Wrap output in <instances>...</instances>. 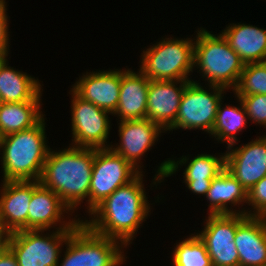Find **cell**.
Listing matches in <instances>:
<instances>
[{"mask_svg": "<svg viewBox=\"0 0 266 266\" xmlns=\"http://www.w3.org/2000/svg\"><path fill=\"white\" fill-rule=\"evenodd\" d=\"M234 243L239 266L266 264V217L247 216L237 227Z\"/></svg>", "mask_w": 266, "mask_h": 266, "instance_id": "ffe728a7", "label": "cell"}, {"mask_svg": "<svg viewBox=\"0 0 266 266\" xmlns=\"http://www.w3.org/2000/svg\"><path fill=\"white\" fill-rule=\"evenodd\" d=\"M144 174L140 173L130 183L117 188L88 214L90 220L85 217L82 222L95 233L129 247L134 243L139 228L151 215L153 206L150 205H155L154 202L149 203L151 201L143 183Z\"/></svg>", "mask_w": 266, "mask_h": 266, "instance_id": "6da1fadb", "label": "cell"}, {"mask_svg": "<svg viewBox=\"0 0 266 266\" xmlns=\"http://www.w3.org/2000/svg\"><path fill=\"white\" fill-rule=\"evenodd\" d=\"M64 246L58 266H122L127 261V249L121 242L95 233L82 221Z\"/></svg>", "mask_w": 266, "mask_h": 266, "instance_id": "8992f818", "label": "cell"}, {"mask_svg": "<svg viewBox=\"0 0 266 266\" xmlns=\"http://www.w3.org/2000/svg\"><path fill=\"white\" fill-rule=\"evenodd\" d=\"M8 60V57L0 59V95L2 102L42 101L44 90L41 81L22 70L11 67Z\"/></svg>", "mask_w": 266, "mask_h": 266, "instance_id": "603a6c76", "label": "cell"}, {"mask_svg": "<svg viewBox=\"0 0 266 266\" xmlns=\"http://www.w3.org/2000/svg\"><path fill=\"white\" fill-rule=\"evenodd\" d=\"M117 126L119 143L111 144L109 148L127 160L140 173H145L141 160L147 151L152 150L162 133L166 132L147 118L120 121Z\"/></svg>", "mask_w": 266, "mask_h": 266, "instance_id": "5bb4252c", "label": "cell"}, {"mask_svg": "<svg viewBox=\"0 0 266 266\" xmlns=\"http://www.w3.org/2000/svg\"><path fill=\"white\" fill-rule=\"evenodd\" d=\"M93 161L92 148L72 145L58 151L50 148L39 183L54 191L72 213L86 201L85 211L89 214Z\"/></svg>", "mask_w": 266, "mask_h": 266, "instance_id": "7a4b0ae2", "label": "cell"}, {"mask_svg": "<svg viewBox=\"0 0 266 266\" xmlns=\"http://www.w3.org/2000/svg\"><path fill=\"white\" fill-rule=\"evenodd\" d=\"M192 80H150L147 93V119L165 132L174 125L183 91Z\"/></svg>", "mask_w": 266, "mask_h": 266, "instance_id": "e0dca14e", "label": "cell"}, {"mask_svg": "<svg viewBox=\"0 0 266 266\" xmlns=\"http://www.w3.org/2000/svg\"><path fill=\"white\" fill-rule=\"evenodd\" d=\"M0 266H18L14 254L8 247L0 254Z\"/></svg>", "mask_w": 266, "mask_h": 266, "instance_id": "4dcf8cb0", "label": "cell"}, {"mask_svg": "<svg viewBox=\"0 0 266 266\" xmlns=\"http://www.w3.org/2000/svg\"><path fill=\"white\" fill-rule=\"evenodd\" d=\"M0 186V228L9 234L28 230L33 181H2Z\"/></svg>", "mask_w": 266, "mask_h": 266, "instance_id": "ac0fdd59", "label": "cell"}, {"mask_svg": "<svg viewBox=\"0 0 266 266\" xmlns=\"http://www.w3.org/2000/svg\"><path fill=\"white\" fill-rule=\"evenodd\" d=\"M150 80L138 69L121 70L120 95L117 108L112 114L117 121L147 118V93Z\"/></svg>", "mask_w": 266, "mask_h": 266, "instance_id": "d6986e66", "label": "cell"}, {"mask_svg": "<svg viewBox=\"0 0 266 266\" xmlns=\"http://www.w3.org/2000/svg\"><path fill=\"white\" fill-rule=\"evenodd\" d=\"M9 233L0 228V254L7 248Z\"/></svg>", "mask_w": 266, "mask_h": 266, "instance_id": "1f68e13d", "label": "cell"}, {"mask_svg": "<svg viewBox=\"0 0 266 266\" xmlns=\"http://www.w3.org/2000/svg\"><path fill=\"white\" fill-rule=\"evenodd\" d=\"M235 97L266 94V62L245 64L236 88Z\"/></svg>", "mask_w": 266, "mask_h": 266, "instance_id": "4316f807", "label": "cell"}, {"mask_svg": "<svg viewBox=\"0 0 266 266\" xmlns=\"http://www.w3.org/2000/svg\"><path fill=\"white\" fill-rule=\"evenodd\" d=\"M81 221L79 215L73 218L71 210L54 191L42 186L39 181H33L28 230L74 229Z\"/></svg>", "mask_w": 266, "mask_h": 266, "instance_id": "4fadbf2b", "label": "cell"}, {"mask_svg": "<svg viewBox=\"0 0 266 266\" xmlns=\"http://www.w3.org/2000/svg\"><path fill=\"white\" fill-rule=\"evenodd\" d=\"M247 114L248 122L259 124L266 129V94H254L238 97Z\"/></svg>", "mask_w": 266, "mask_h": 266, "instance_id": "83f0119b", "label": "cell"}, {"mask_svg": "<svg viewBox=\"0 0 266 266\" xmlns=\"http://www.w3.org/2000/svg\"><path fill=\"white\" fill-rule=\"evenodd\" d=\"M171 266H213L204 242L194 232L176 243Z\"/></svg>", "mask_w": 266, "mask_h": 266, "instance_id": "484cf974", "label": "cell"}, {"mask_svg": "<svg viewBox=\"0 0 266 266\" xmlns=\"http://www.w3.org/2000/svg\"><path fill=\"white\" fill-rule=\"evenodd\" d=\"M45 119L30 129L1 137L2 181H39L50 150Z\"/></svg>", "mask_w": 266, "mask_h": 266, "instance_id": "3957f363", "label": "cell"}, {"mask_svg": "<svg viewBox=\"0 0 266 266\" xmlns=\"http://www.w3.org/2000/svg\"><path fill=\"white\" fill-rule=\"evenodd\" d=\"M200 79L190 81L183 91L176 122L168 130H202L211 134L217 108L227 89L208 85L202 86Z\"/></svg>", "mask_w": 266, "mask_h": 266, "instance_id": "52a82bcc", "label": "cell"}, {"mask_svg": "<svg viewBox=\"0 0 266 266\" xmlns=\"http://www.w3.org/2000/svg\"><path fill=\"white\" fill-rule=\"evenodd\" d=\"M194 42L195 37H162L142 51L139 70L149 80H193Z\"/></svg>", "mask_w": 266, "mask_h": 266, "instance_id": "5b68a950", "label": "cell"}, {"mask_svg": "<svg viewBox=\"0 0 266 266\" xmlns=\"http://www.w3.org/2000/svg\"><path fill=\"white\" fill-rule=\"evenodd\" d=\"M205 197L209 202L207 214L246 215V207L242 206L247 204V191L226 168L212 179Z\"/></svg>", "mask_w": 266, "mask_h": 266, "instance_id": "44dd1931", "label": "cell"}, {"mask_svg": "<svg viewBox=\"0 0 266 266\" xmlns=\"http://www.w3.org/2000/svg\"><path fill=\"white\" fill-rule=\"evenodd\" d=\"M6 0H0V5H2L3 3H6Z\"/></svg>", "mask_w": 266, "mask_h": 266, "instance_id": "d6a6232c", "label": "cell"}, {"mask_svg": "<svg viewBox=\"0 0 266 266\" xmlns=\"http://www.w3.org/2000/svg\"><path fill=\"white\" fill-rule=\"evenodd\" d=\"M246 205V207L251 206L246 209L247 216L266 217V177H263L247 192Z\"/></svg>", "mask_w": 266, "mask_h": 266, "instance_id": "f1b7e54d", "label": "cell"}, {"mask_svg": "<svg viewBox=\"0 0 266 266\" xmlns=\"http://www.w3.org/2000/svg\"><path fill=\"white\" fill-rule=\"evenodd\" d=\"M69 94L72 98H70L72 142L69 145L92 149L109 148L111 143L107 140L112 129L109 116L112 114L85 101L71 88Z\"/></svg>", "mask_w": 266, "mask_h": 266, "instance_id": "30bf717a", "label": "cell"}, {"mask_svg": "<svg viewBox=\"0 0 266 266\" xmlns=\"http://www.w3.org/2000/svg\"><path fill=\"white\" fill-rule=\"evenodd\" d=\"M235 99L239 102L237 106L230 103L223 104V99L219 103L215 123L212 132L209 135L214 138L213 140H216V142L218 141L222 144L226 143L227 146L225 145V147H228L231 144L238 145L239 140L237 135L239 134L237 133L242 132V130L248 126V118L245 108L238 97Z\"/></svg>", "mask_w": 266, "mask_h": 266, "instance_id": "d4e9b609", "label": "cell"}, {"mask_svg": "<svg viewBox=\"0 0 266 266\" xmlns=\"http://www.w3.org/2000/svg\"><path fill=\"white\" fill-rule=\"evenodd\" d=\"M78 78L71 89L79 97L111 114L115 112L120 95L121 69L86 71Z\"/></svg>", "mask_w": 266, "mask_h": 266, "instance_id": "2e32d148", "label": "cell"}, {"mask_svg": "<svg viewBox=\"0 0 266 266\" xmlns=\"http://www.w3.org/2000/svg\"><path fill=\"white\" fill-rule=\"evenodd\" d=\"M7 2L0 5V59L10 56V32Z\"/></svg>", "mask_w": 266, "mask_h": 266, "instance_id": "f546056e", "label": "cell"}, {"mask_svg": "<svg viewBox=\"0 0 266 266\" xmlns=\"http://www.w3.org/2000/svg\"><path fill=\"white\" fill-rule=\"evenodd\" d=\"M140 172L110 148L94 149L89 190V213L105 198L132 180Z\"/></svg>", "mask_w": 266, "mask_h": 266, "instance_id": "8fae6325", "label": "cell"}, {"mask_svg": "<svg viewBox=\"0 0 266 266\" xmlns=\"http://www.w3.org/2000/svg\"><path fill=\"white\" fill-rule=\"evenodd\" d=\"M241 23H228L220 33L245 64L266 62V29Z\"/></svg>", "mask_w": 266, "mask_h": 266, "instance_id": "7402d4cb", "label": "cell"}, {"mask_svg": "<svg viewBox=\"0 0 266 266\" xmlns=\"http://www.w3.org/2000/svg\"><path fill=\"white\" fill-rule=\"evenodd\" d=\"M194 42V71L205 85L220 86L233 91L238 85L245 63L229 46L223 35L206 28H197ZM213 32V33H212Z\"/></svg>", "mask_w": 266, "mask_h": 266, "instance_id": "277c9868", "label": "cell"}, {"mask_svg": "<svg viewBox=\"0 0 266 266\" xmlns=\"http://www.w3.org/2000/svg\"><path fill=\"white\" fill-rule=\"evenodd\" d=\"M72 230L16 231L9 234L7 247L14 254L18 266H58L63 245Z\"/></svg>", "mask_w": 266, "mask_h": 266, "instance_id": "ba28073f", "label": "cell"}, {"mask_svg": "<svg viewBox=\"0 0 266 266\" xmlns=\"http://www.w3.org/2000/svg\"><path fill=\"white\" fill-rule=\"evenodd\" d=\"M235 146V148H234ZM225 168L248 192L266 177V135L257 136L247 144L226 147Z\"/></svg>", "mask_w": 266, "mask_h": 266, "instance_id": "9a60e30c", "label": "cell"}, {"mask_svg": "<svg viewBox=\"0 0 266 266\" xmlns=\"http://www.w3.org/2000/svg\"><path fill=\"white\" fill-rule=\"evenodd\" d=\"M245 214H208L201 231L195 233L204 242L213 266H239V255L234 243L239 224ZM206 220V221H205Z\"/></svg>", "mask_w": 266, "mask_h": 266, "instance_id": "7c38bea8", "label": "cell"}, {"mask_svg": "<svg viewBox=\"0 0 266 266\" xmlns=\"http://www.w3.org/2000/svg\"><path fill=\"white\" fill-rule=\"evenodd\" d=\"M215 154L201 153L197 156L183 155L180 158H168L159 164L155 170L151 188L160 185L167 177H171L176 172L185 167L183 172V183L188 190L199 196L205 197L210 188L211 181L225 169V152ZM220 154V155H219ZM179 168V169H178ZM155 185V186H154Z\"/></svg>", "mask_w": 266, "mask_h": 266, "instance_id": "9c48e42d", "label": "cell"}, {"mask_svg": "<svg viewBox=\"0 0 266 266\" xmlns=\"http://www.w3.org/2000/svg\"><path fill=\"white\" fill-rule=\"evenodd\" d=\"M41 101L0 104V137L37 125L45 116Z\"/></svg>", "mask_w": 266, "mask_h": 266, "instance_id": "cb8c5ba5", "label": "cell"}]
</instances>
